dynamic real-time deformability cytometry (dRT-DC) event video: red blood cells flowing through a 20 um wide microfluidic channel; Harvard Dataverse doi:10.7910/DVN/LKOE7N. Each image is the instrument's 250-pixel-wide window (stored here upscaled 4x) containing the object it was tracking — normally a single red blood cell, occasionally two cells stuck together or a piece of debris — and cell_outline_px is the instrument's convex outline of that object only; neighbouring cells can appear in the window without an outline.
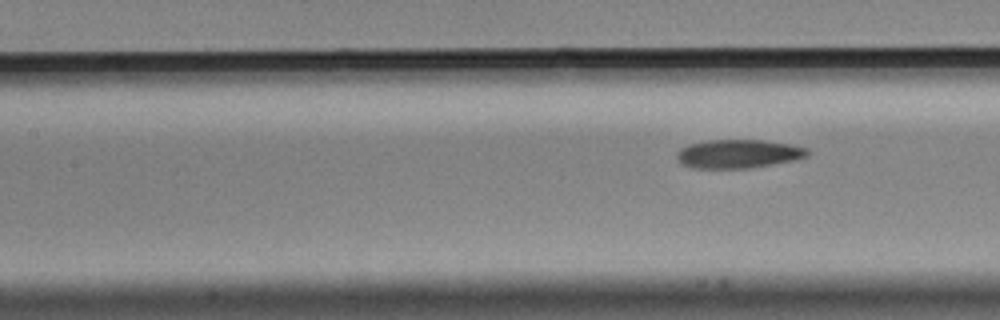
{"species": "Egyptian fruit bat (a non-hibernating species)", "species_latin": "Rousettus aegyptiacus", "temperature_condition": "cold", "stored_images_in_passage": 9, "segment_of_instrument_passage": [2, 2], "camera_frame_rate_fps": 3000, "um_per_image_px": 0.085, "animal": {"sex": "male"}, "frame": {"image": 1, "passage_image": 9, "time_ms": 2.667, "image_size_px": [1000, 320], "cell_outline_px": [[808, 156], [796, 160], [748, 168], [692, 168], [680, 164], [676, 156], [676, 152], [680, 148], [688, 144], [708, 140], [764, 140], [792, 144], [808, 148]], "centroid_in_image_um": [62.74, 13.07], "position_along_channel_um": 144.7, "area_um2": 22.02}}